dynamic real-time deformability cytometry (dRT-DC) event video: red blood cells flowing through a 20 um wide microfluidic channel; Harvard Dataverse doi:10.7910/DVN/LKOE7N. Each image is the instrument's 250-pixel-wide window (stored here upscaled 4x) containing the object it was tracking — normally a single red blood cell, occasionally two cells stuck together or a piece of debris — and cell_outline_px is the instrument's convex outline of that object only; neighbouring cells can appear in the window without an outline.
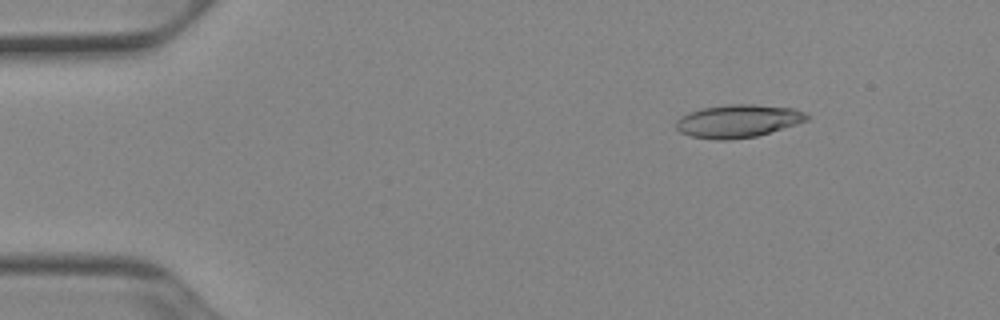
{"species": "Egyptian fruit bat (a non-hibernating species)", "species_latin": "Rousettus aegyptiacus", "temperature_condition": "cold", "stored_images_in_passage": 52, "camera_frame_rate_fps": 3000, "um_per_image_px": 0.085, "animal": {"sex": "female"}, "frame": {"image": 1, "passage_image": 7, "time_ms": 2.0, "image_size_px": [1000, 320], "cell_outline_px": [[808, 120], [796, 124], [756, 136], [728, 140], [716, 140], [692, 136], [680, 132], [676, 128], [676, 120], [680, 116], [688, 112], [700, 108], [724, 104], [756, 104], [792, 108], [804, 112], [808, 116]], "centroid_in_image_um": [62.68, 10.27], "position_along_channel_um": 22.3, "area_um2": 25.14}}
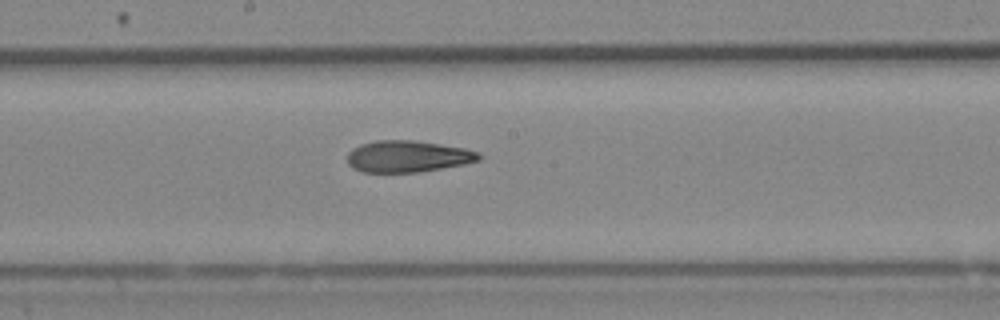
{"frame": {"image": 2, "passage_image": 28, "time_ms": 9.0, "image_size_px": [1000, 320], "cell_outline_px": [[484, 156], [480, 160], [464, 164], [420, 172], [360, 172], [352, 168], [348, 164], [348, 152], [352, 148], [360, 144], [376, 140], [416, 140], [464, 148], [476, 152]], "centroid_in_image_um": [34.64, 13.29], "position_along_channel_um": 213.6, "area_um2": 24.39}}
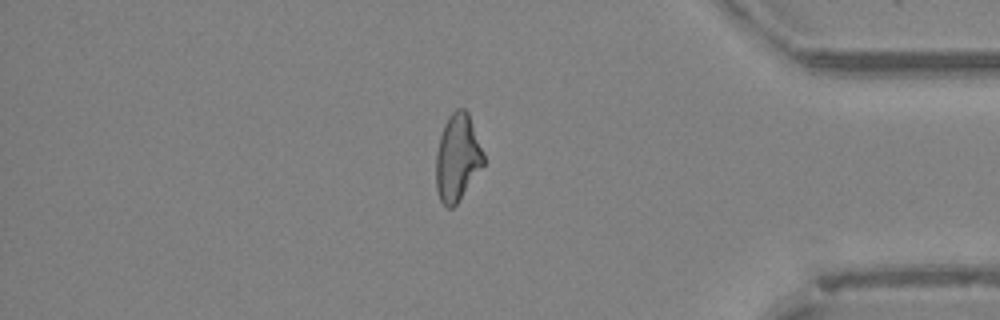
{"frame": {"image": 3, "passage_image": 44, "time_ms": 14.333, "image_size_px": [1000, 320], "cell_outline_px": [[484, 164], [456, 204], [452, 208], [448, 208], [440, 200], [436, 188], [436, 152], [440, 136], [444, 124], [448, 116], [456, 108], [464, 108], [468, 112], [484, 152]], "centroid_in_image_um": [38.88, 13.37], "position_along_channel_um": 396.3, "area_um2": 24.04}, "authors_computed_cell_mechanics": {"area_um2": 24.5072, "velocity_mm_per_s": 3.9456, "shape_relaxation_time_tau1_ms": 9.7396, "shape_relaxation_time_tau2_ms": 3.1417, "deformation_change_tau1": 0.2306, "deformation_change_tau2": 0.1242}}